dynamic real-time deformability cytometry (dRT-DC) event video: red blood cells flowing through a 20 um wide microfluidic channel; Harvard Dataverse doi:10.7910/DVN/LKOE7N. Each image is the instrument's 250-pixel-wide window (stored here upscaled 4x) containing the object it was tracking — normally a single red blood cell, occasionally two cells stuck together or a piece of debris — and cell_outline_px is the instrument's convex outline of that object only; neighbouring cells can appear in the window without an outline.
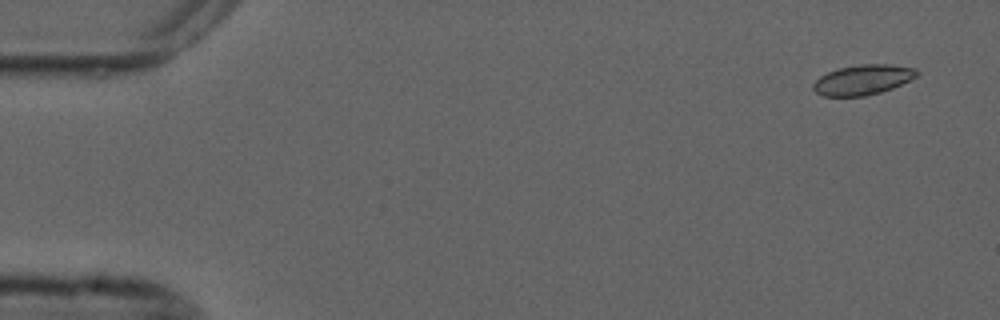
{"species": "common noctule bat (a hibernating species)", "species_latin": "Nyctalus noctula", "temperature_condition": "cold", "stored_images_in_passage": 4, "camera_frame_rate_fps": 3000, "um_per_image_px": 0.085, "animal": {"sex": "male", "forearm_length_mm": 52.5}, "frame": {"image": 1, "passage_image": 1, "time_ms": 0.0, "image_size_px": [1000, 320], "cell_outline_px": [[920, 72], [916, 76], [892, 88], [880, 92], [864, 96], [824, 96], [816, 92], [812, 88], [812, 84], [820, 76], [828, 72], [840, 68], [860, 64], [888, 64], [916, 68]], "centroid_in_image_um": [73.33, 6.77], "position_along_channel_um": 11.7, "area_um2": 17.98}}